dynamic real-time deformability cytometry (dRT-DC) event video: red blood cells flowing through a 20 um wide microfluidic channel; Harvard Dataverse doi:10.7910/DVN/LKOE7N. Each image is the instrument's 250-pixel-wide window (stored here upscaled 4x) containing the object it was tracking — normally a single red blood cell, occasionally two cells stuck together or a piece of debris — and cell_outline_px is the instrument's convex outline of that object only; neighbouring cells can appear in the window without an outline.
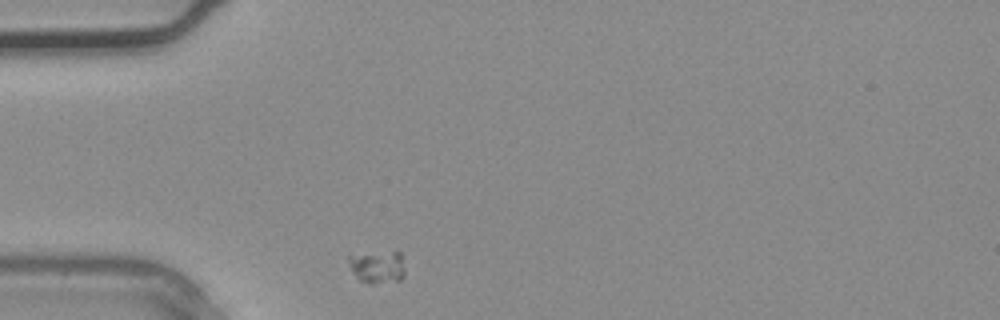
{"species": "common noctule bat (a hibernating species)", "species_latin": "Nyctalus noctula", "temperature_condition": "warm", "stored_images_in_passage": 3, "camera_frame_rate_fps": 3000, "um_per_image_px": 0.085, "animal": {"sex": "male", "body_mass_g": 20.4}, "frame": {"image": 1, "passage_image": 3, "time_ms": 0.667, "image_size_px": [1000, 320], "cell_outline_px": [[404, 276], [400, 280], [372, 284], [368, 284], [360, 280], [352, 272], [348, 260], [348, 256], [392, 252], [400, 252], [404, 268]], "centroid_in_image_um": [32.1, 22.72], "position_along_channel_um": 52.9, "area_um2": 10.4}}